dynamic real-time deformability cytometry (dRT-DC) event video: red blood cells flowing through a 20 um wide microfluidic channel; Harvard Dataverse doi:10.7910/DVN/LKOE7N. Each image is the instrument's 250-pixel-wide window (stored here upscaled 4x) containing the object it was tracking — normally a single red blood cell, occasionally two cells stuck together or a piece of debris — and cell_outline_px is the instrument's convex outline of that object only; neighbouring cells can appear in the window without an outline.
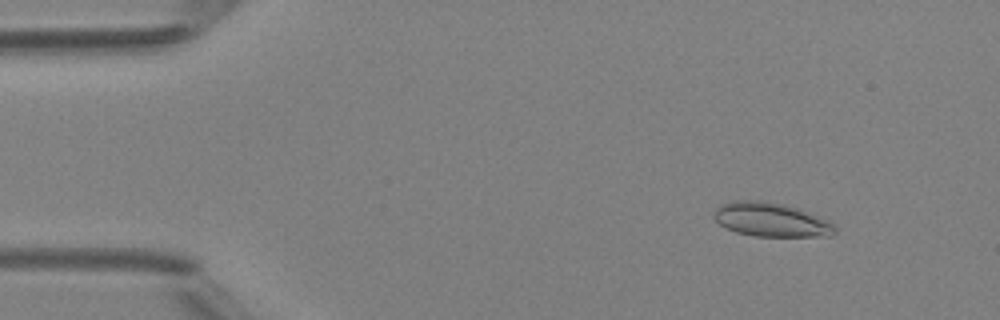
{"species": "Egyptian fruit bat (a non-hibernating species)", "species_latin": "Rousettus aegyptiacus", "temperature_condition": "room temperature", "stored_images_in_passage": 49, "camera_frame_rate_fps": 3000, "um_per_image_px": 0.085, "animal": {"sex": "female"}, "frame": {"image": 1, "passage_image": 6, "time_ms": 1.667, "image_size_px": [1000, 320], "cell_outline_px": [[836, 232], [832, 236], [756, 236], [736, 232], [720, 224], [712, 216], [712, 212], [720, 204], [736, 200], [764, 200], [796, 208], [808, 212], [828, 220], [836, 228]], "centroid_in_image_um": [65.51, 18.67], "position_along_channel_um": 19.5, "area_um2": 23.87}}
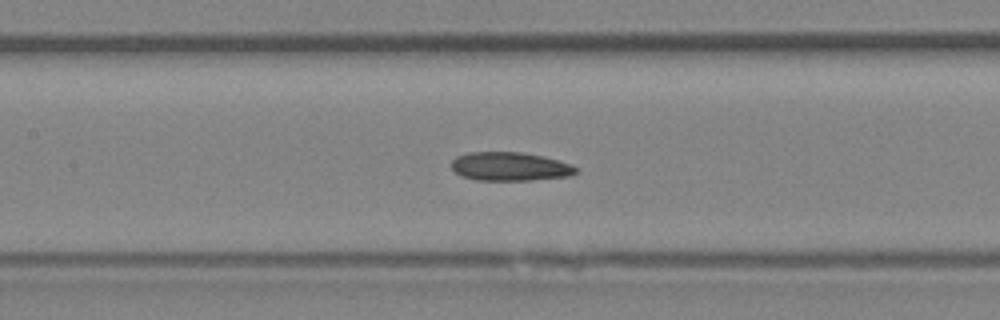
{"frame": {"image": 2, "passage_image": 23, "time_ms": 7.333, "image_size_px": [1000, 320], "cell_outline_px": [[576, 172], [568, 176], [532, 180], [476, 180], [460, 176], [452, 168], [452, 160], [456, 156], [468, 152], [524, 152], [556, 160], [568, 164], [576, 168]], "centroid_in_image_um": [43.27, 14.15], "position_along_channel_um": 164.1, "area_um2": 20.58}}
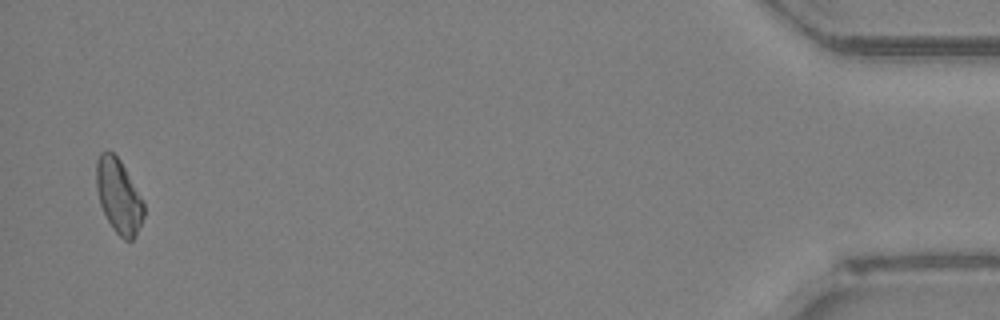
{"frame": {"image": 3, "passage_image": 48, "time_ms": 15.667, "image_size_px": [1000, 320], "cell_outline_px": [[144, 216], [136, 236], [132, 240], [124, 240], [112, 228], [100, 204], [96, 188], [96, 160], [100, 152], [112, 152], [120, 160], [144, 204]], "centroid_in_image_um": [10.07, 16.69], "position_along_channel_um": 425.1, "area_um2": 20.23}, "authors_computed_cell_mechanics": {"area_um2": 20.808, "velocity_mm_per_s": 4.1977, "shape_relaxation_time_tau1_ms": null, "shape_relaxation_time_tau2_ms": 6.2419, "deformation_change_tau1": null, "deformation_change_tau2": 0.1254}}